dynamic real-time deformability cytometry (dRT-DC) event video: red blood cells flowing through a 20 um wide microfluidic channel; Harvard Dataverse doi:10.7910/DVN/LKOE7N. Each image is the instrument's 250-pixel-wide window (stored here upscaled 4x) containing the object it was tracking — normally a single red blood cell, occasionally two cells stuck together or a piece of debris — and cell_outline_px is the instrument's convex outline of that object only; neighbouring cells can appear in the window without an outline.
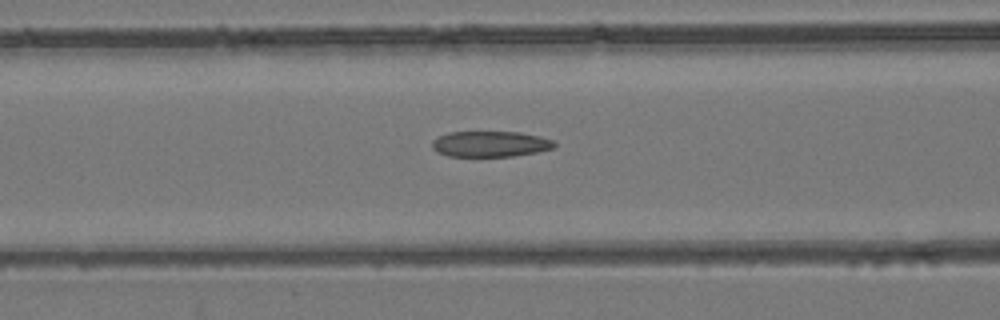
{"species": "common noctule bat (a hibernating species)", "species_latin": "Nyctalus noctula", "temperature_condition": "room temperature", "stored_images_in_passage": 53, "camera_frame_rate_fps": 3000, "um_per_image_px": 0.085, "animal": {"sex": "female", "body_mass_g": 24.6, "forearm_length_mm": 56.2}, "frame": {"image": 1, "passage_image": 22, "time_ms": 7.0, "image_size_px": [1000, 320], "cell_outline_px": [[556, 148], [536, 152], [512, 156], [448, 156], [436, 152], [432, 148], [432, 140], [448, 132], [520, 132], [540, 136], [552, 140], [556, 144]], "centroid_in_image_um": [41.68, 12.24], "position_along_channel_um": 124.9, "area_um2": 18.38}}
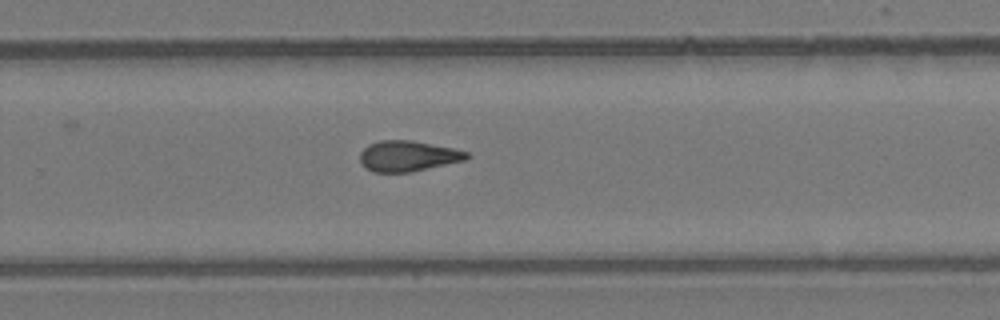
{"frame": {"image": 2, "passage_image": 35, "time_ms": 11.333, "image_size_px": [1000, 320], "cell_outline_px": [[472, 156], [468, 160], [412, 172], [372, 172], [364, 168], [360, 164], [360, 152], [368, 144], [380, 140], [412, 140], [452, 148], [468, 152]], "centroid_in_image_um": [34.68, 13.27], "position_along_channel_um": 295.1, "area_um2": 19.42}}
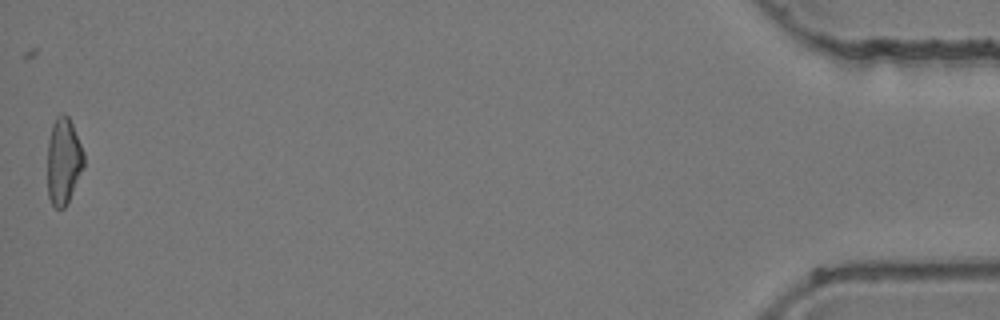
{"frame": {"image": 3, "passage_image": 53, "time_ms": 17.333, "image_size_px": [1000, 320], "cell_outline_px": [[84, 168], [68, 204], [64, 208], [56, 208], [52, 204], [48, 196], [48, 140], [52, 124], [56, 116], [60, 112], [64, 112], [68, 116], [72, 124], [84, 152]], "centroid_in_image_um": [5.41, 13.69], "position_along_channel_um": 429.8, "area_um2": 18.67}, "authors_computed_cell_mechanics": {"area_um2": 19.363, "velocity_mm_per_s": 3.933, "shape_relaxation_time_tau1_ms": null, "shape_relaxation_time_tau2_ms": 2.096, "deformation_change_tau1": null, "deformation_change_tau2": 0.098}}